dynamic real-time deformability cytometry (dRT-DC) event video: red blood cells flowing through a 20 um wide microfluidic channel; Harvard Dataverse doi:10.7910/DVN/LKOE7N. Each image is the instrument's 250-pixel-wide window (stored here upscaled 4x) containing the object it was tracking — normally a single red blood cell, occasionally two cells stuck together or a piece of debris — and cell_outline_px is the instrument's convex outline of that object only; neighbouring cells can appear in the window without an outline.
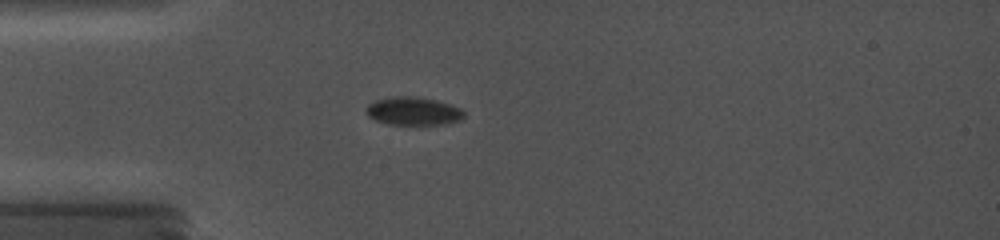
{"species": "common noctule bat (a hibernating species)", "species_latin": "Nyctalus noctula", "temperature_condition": "cold", "stored_images_in_passage": 40, "camera_frame_rate_fps": 5000, "um_per_image_px": 0.085, "animal": {"sex": "female", "body_mass_g": 19.0, "forearm_length_mm": 56.7}, "frame": {"image": 1, "passage_image": 10, "time_ms": 4.8, "image_size_px": [1000, 240], "cell_outline_px": [[464, 116], [460, 120], [444, 124], [388, 124], [376, 120], [368, 116], [364, 108], [368, 104], [376, 100], [392, 96], [416, 96], [436, 100], [452, 104], [460, 108], [464, 112]], "centroid_in_image_um": [35.12, 9.43], "position_along_channel_um": 49.9, "area_um2": 16.13}}
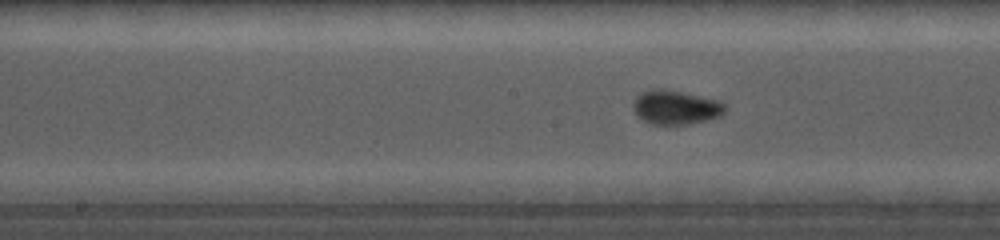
{"frame": {"image": 2, "passage_image": 25, "time_ms": 8.8, "image_size_px": [1000, 240], "cell_outline_px": [[728, 108], [720, 116], [688, 124], [652, 124], [636, 116], [632, 108], [632, 104], [636, 96], [640, 92], [652, 88], [664, 88], [720, 100]], "centroid_in_image_um": [57.4, 9.1], "position_along_channel_um": 190.8, "area_um2": 18.5}}
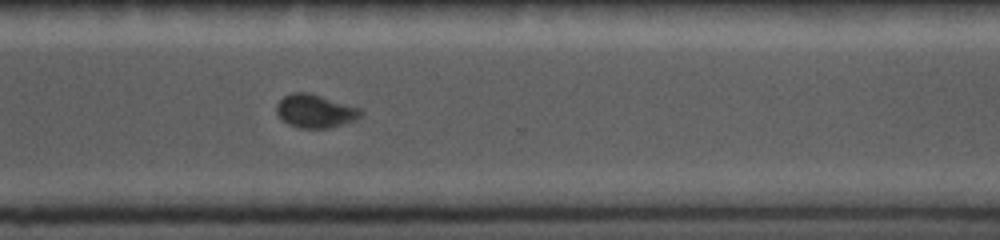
{"frame": {"image": 3, "passage_image": 36, "time_ms": 12.8, "image_size_px": [1000, 240], "cell_outline_px": [[364, 112], [356, 120], [344, 124], [328, 128], [300, 128], [288, 124], [276, 112], [276, 104], [284, 96], [292, 92], [308, 92], [360, 108]], "centroid_in_image_um": [26.8, 9.44], "position_along_channel_um": 343.8, "area_um2": 16.3}}